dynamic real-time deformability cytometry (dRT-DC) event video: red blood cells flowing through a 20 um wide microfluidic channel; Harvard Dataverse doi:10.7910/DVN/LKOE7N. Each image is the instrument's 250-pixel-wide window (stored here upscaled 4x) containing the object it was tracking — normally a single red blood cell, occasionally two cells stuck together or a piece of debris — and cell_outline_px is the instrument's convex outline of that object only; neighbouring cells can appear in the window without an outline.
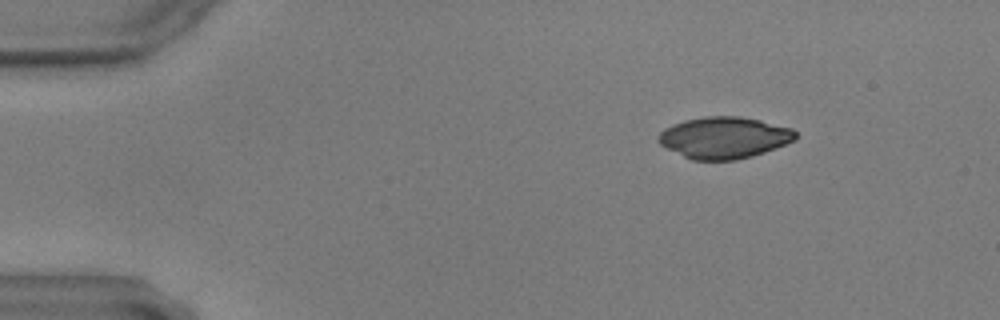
{"species": "common noctule bat (a hibernating species)", "species_latin": "Nyctalus noctula", "temperature_condition": "warm", "stored_images_in_passage": 51, "camera_frame_rate_fps": 3000, "um_per_image_px": 0.085, "animal": {"sex": "male", "body_mass_g": 17.9, "forearm_length_mm": 54.2}, "frame": {"image": 1, "passage_image": 1, "time_ms": 0.0, "image_size_px": [1000, 320], "cell_outline_px": [[796, 140], [776, 148], [752, 156], [736, 160], [692, 160], [660, 144], [656, 140], [656, 136], [664, 128], [672, 124], [684, 120], [704, 116], [740, 116], [760, 120], [792, 128], [796, 132]], "centroid_in_image_um": [61.54, 11.69], "position_along_channel_um": 23.5, "area_um2": 33.35}}
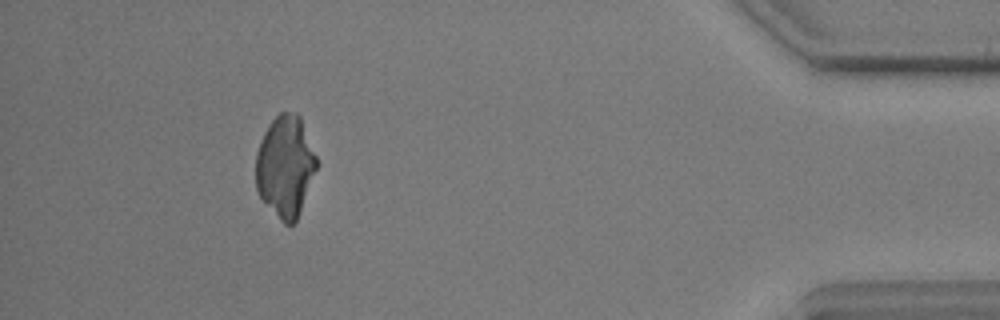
{"frame": {"image": 2, "passage_image": 46, "time_ms": 15.0, "image_size_px": [1000, 320], "cell_outline_px": [[316, 168], [296, 220], [292, 224], [284, 224], [280, 220], [260, 196], [256, 188], [256, 152], [260, 140], [264, 132], [272, 120], [280, 112], [296, 112], [300, 116], [316, 156]], "centroid_in_image_um": [24.22, 14.1], "position_along_channel_um": 411.0, "area_um2": 35.32}}